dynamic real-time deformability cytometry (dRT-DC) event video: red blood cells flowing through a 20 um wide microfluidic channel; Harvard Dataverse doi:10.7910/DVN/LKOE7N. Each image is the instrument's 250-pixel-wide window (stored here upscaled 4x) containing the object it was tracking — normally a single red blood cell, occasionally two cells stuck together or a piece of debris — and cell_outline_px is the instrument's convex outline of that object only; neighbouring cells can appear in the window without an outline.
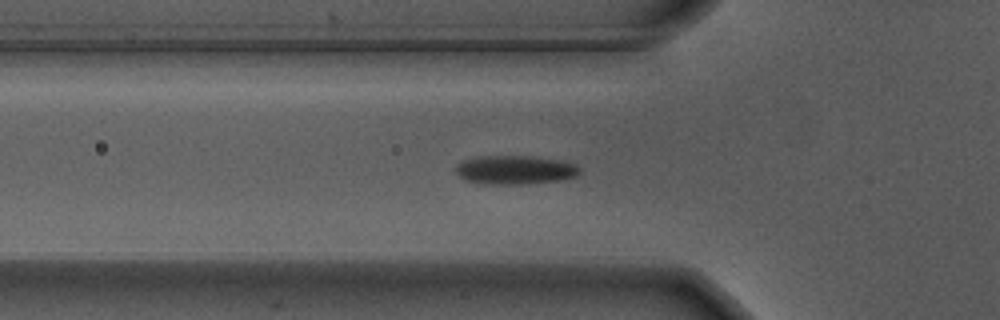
{"species": "Egyptian fruit bat (a non-hibernating species)", "species_latin": "Rousettus aegyptiacus", "temperature_condition": "warm", "stored_images_in_passage": 40, "camera_frame_rate_fps": 3000, "um_per_image_px": 0.085, "animal": {"sex": "male"}, "frame": {"image": 1, "passage_image": 2, "time_ms": 0.333, "image_size_px": [1000, 320], "cell_outline_px": [[580, 172], [576, 176], [560, 180], [520, 184], [480, 184], [464, 180], [456, 172], [456, 164], [464, 160], [476, 156], [532, 156], [560, 160], [576, 164], [580, 168]], "centroid_in_image_um": [43.75, 14.44], "position_along_channel_um": 82.0, "area_um2": 20.92}}
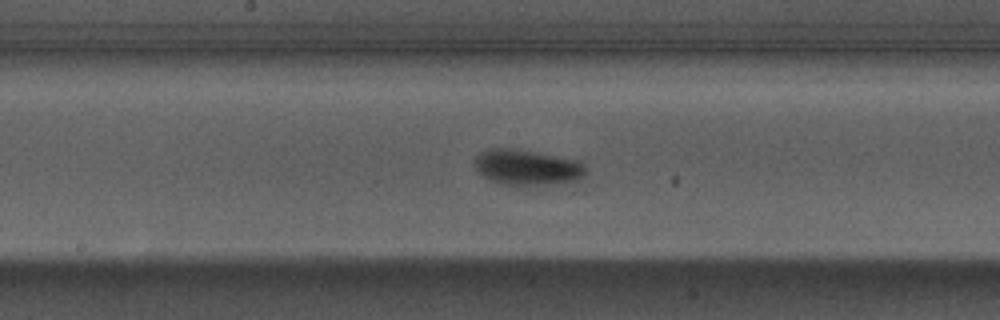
{"frame": {"image": 2, "passage_image": 12, "time_ms": 3.667, "image_size_px": [1000, 320], "cell_outline_px": [[588, 172], [584, 176], [576, 180], [536, 184], [500, 184], [484, 176], [476, 168], [476, 156], [480, 152], [492, 148], [508, 148], [532, 152], [576, 160], [584, 164]], "centroid_in_image_um": [44.8, 14.21], "position_along_channel_um": 203.4, "area_um2": 22.14}}
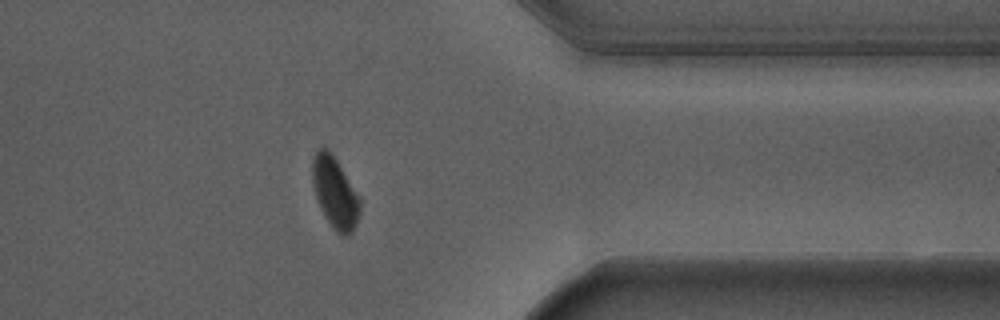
{"frame": {"image": 3, "passage_image": 28, "time_ms": 9.0, "image_size_px": [1000, 320], "cell_outline_px": [[360, 212], [356, 224], [352, 232], [348, 236], [344, 236], [324, 216], [320, 208], [312, 184], [312, 156], [316, 148], [328, 148], [360, 196]], "centroid_in_image_um": [28.46, 16.32], "position_along_channel_um": 382.9, "area_um2": 19.59}, "authors_computed_cell_mechanics": {"area_um2": 21.2993, "velocity_mm_per_s": 3.6362, "shape_relaxation_time_tau1_ms": 2.5971, "shape_relaxation_time_tau2_ms": null, "deformation_change_tau1": 0.1204, "deformation_change_tau2": null}}